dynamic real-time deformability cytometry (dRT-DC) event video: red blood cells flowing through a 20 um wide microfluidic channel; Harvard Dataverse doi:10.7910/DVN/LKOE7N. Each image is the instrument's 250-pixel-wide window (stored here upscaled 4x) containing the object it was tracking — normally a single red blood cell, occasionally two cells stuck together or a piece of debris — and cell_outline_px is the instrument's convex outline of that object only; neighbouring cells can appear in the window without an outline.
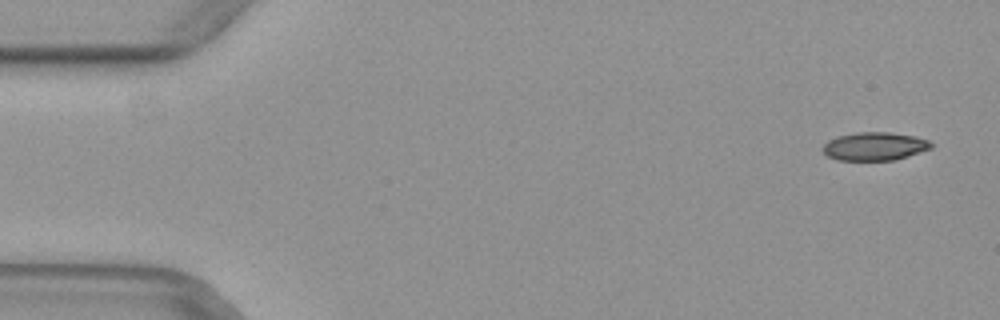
{"species": "common noctule bat (a hibernating species)", "species_latin": "Nyctalus noctula", "temperature_condition": "warm", "stored_images_in_passage": 51, "camera_frame_rate_fps": 3000, "um_per_image_px": 0.085, "animal": {"sex": "female", "body_mass_g": 29.2, "forearm_length_mm": 56.3}, "frame": {"image": 1, "passage_image": 3, "time_ms": 0.667, "image_size_px": [1000, 320], "cell_outline_px": [[932, 148], [908, 156], [892, 160], [836, 160], [828, 156], [824, 152], [824, 144], [828, 140], [836, 136], [860, 132], [888, 132], [916, 136], [928, 140], [932, 144]], "centroid_in_image_um": [74.35, 12.43], "position_along_channel_um": 10.7, "area_um2": 17.74}}
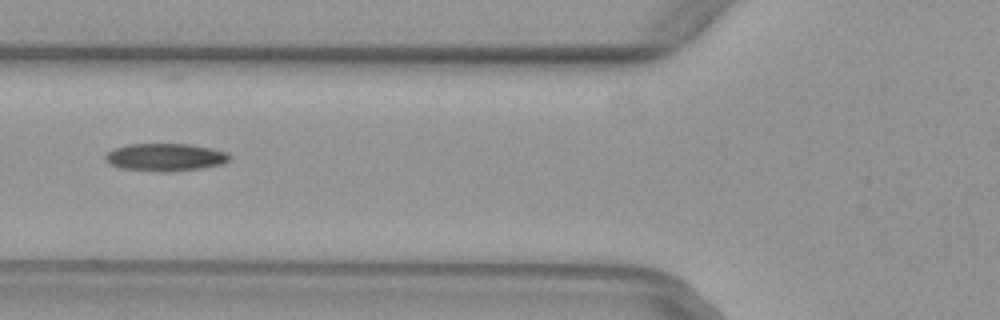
{"frame": {"image": 2, "passage_image": 20, "time_ms": 6.333, "image_size_px": [1000, 320], "cell_outline_px": [[228, 160], [224, 164], [200, 168], [172, 172], [156, 172], [120, 168], [108, 164], [104, 160], [104, 156], [112, 148], [128, 144], [192, 144], [212, 148], [228, 152]], "centroid_in_image_um": [14.0, 13.37], "position_along_channel_um": 111.8, "area_um2": 20.35}}
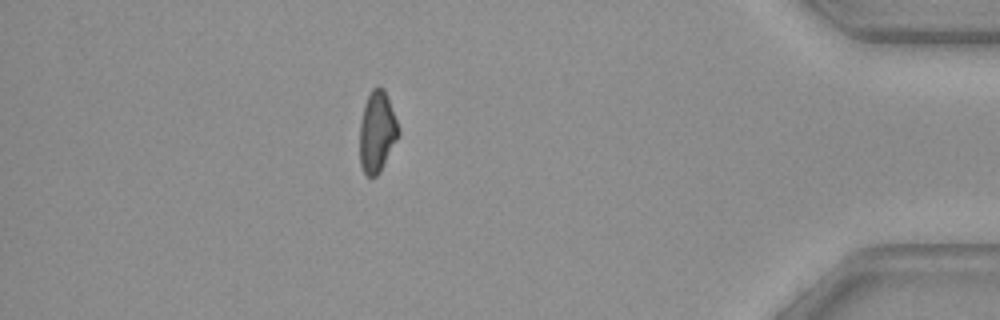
{"frame": {"image": 3, "passage_image": 45, "time_ms": 14.667, "image_size_px": [1000, 320], "cell_outline_px": [[400, 136], [380, 172], [376, 176], [368, 176], [364, 172], [360, 164], [360, 124], [364, 104], [372, 88], [384, 88], [396, 120], [400, 132]], "centroid_in_image_um": [32.06, 11.23], "position_along_channel_um": 403.1, "area_um2": 18.21}}